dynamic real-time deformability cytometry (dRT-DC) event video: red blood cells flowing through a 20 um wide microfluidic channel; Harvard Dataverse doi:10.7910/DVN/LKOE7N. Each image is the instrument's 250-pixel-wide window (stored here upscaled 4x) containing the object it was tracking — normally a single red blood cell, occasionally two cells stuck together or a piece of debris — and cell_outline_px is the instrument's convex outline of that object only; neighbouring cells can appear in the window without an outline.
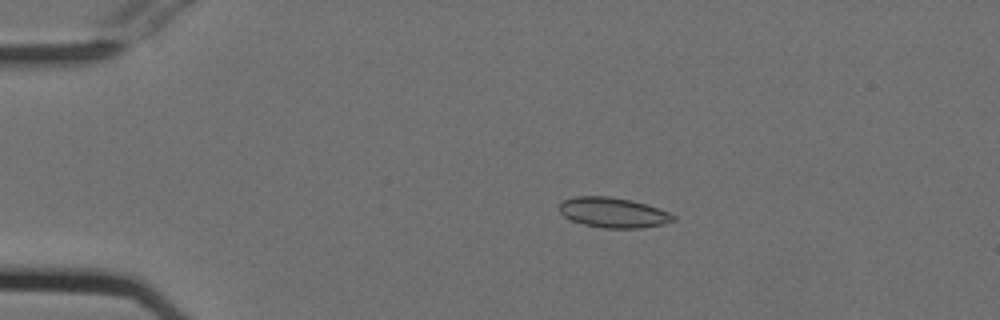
{"species": "Egyptian fruit bat (a non-hibernating species)", "species_latin": "Rousettus aegyptiacus", "temperature_condition": "cold", "stored_images_in_passage": 44, "camera_frame_rate_fps": 3000, "um_per_image_px": 0.085, "animal": {"sex": "female"}, "frame": {"image": 1, "passage_image": 1, "time_ms": 0.0, "image_size_px": [1000, 320], "cell_outline_px": [[676, 220], [664, 224], [640, 228], [604, 228], [584, 224], [572, 220], [564, 216], [560, 212], [560, 204], [564, 200], [576, 196], [608, 196], [632, 200], [648, 204], [668, 212], [676, 216]], "centroid_in_image_um": [52.16, 18.06], "position_along_channel_um": 32.8, "area_um2": 20.0}}
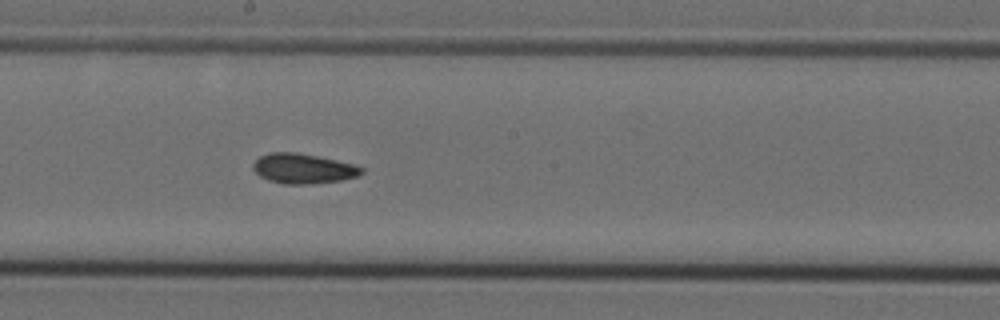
{"frame": {"image": 2, "passage_image": 20, "time_ms": 6.333, "image_size_px": [1000, 320], "cell_outline_px": [[364, 172], [356, 176], [340, 180], [312, 184], [284, 184], [268, 180], [260, 176], [252, 168], [252, 164], [260, 156], [268, 152], [296, 152], [336, 160], [352, 164], [364, 168]], "centroid_in_image_um": [25.74, 14.33], "position_along_channel_um": 222.5, "area_um2": 18.84}}
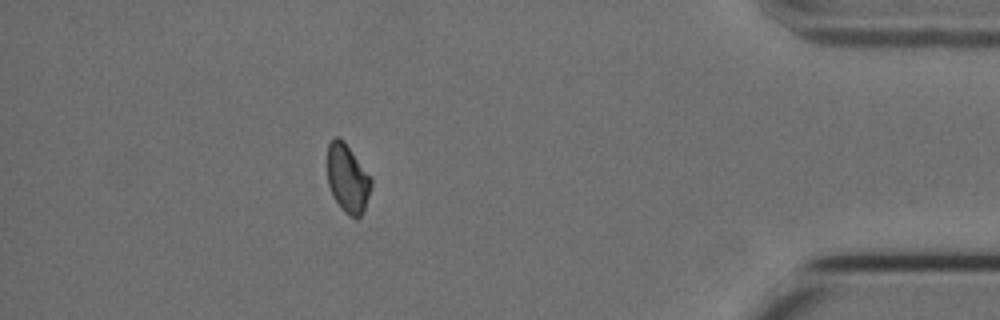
{"frame": {"image": 3, "passage_image": 38, "time_ms": 12.333, "image_size_px": [1000, 320], "cell_outline_px": [[372, 184], [364, 208], [360, 216], [356, 220], [348, 216], [340, 208], [328, 184], [328, 144], [336, 136], [344, 140], [372, 180]], "centroid_in_image_um": [29.54, 15.19], "position_along_channel_um": 405.7, "area_um2": 17.17}}